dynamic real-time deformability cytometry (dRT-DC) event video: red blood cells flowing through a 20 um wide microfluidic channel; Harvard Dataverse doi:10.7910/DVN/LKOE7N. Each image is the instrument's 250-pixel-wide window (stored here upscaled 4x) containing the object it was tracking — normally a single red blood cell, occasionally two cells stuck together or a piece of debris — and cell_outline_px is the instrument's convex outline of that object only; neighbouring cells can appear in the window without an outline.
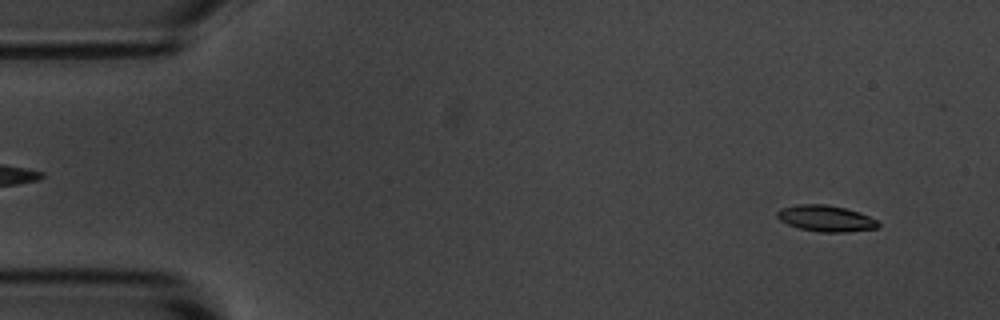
{"species": "common noctule bat (a hibernating species)", "species_latin": "Nyctalus noctula", "temperature_condition": "room temperature", "stored_images_in_passage": 55, "camera_frame_rate_fps": 3000, "um_per_image_px": 0.085, "animal": {"sex": "male", "body_mass_g": 20.1, "forearm_length_mm": 53.5}, "frame": {"image": 1, "passage_image": 4, "time_ms": 1.0, "image_size_px": [1000, 320], "cell_outline_px": [[880, 224], [876, 228], [848, 232], [820, 232], [800, 228], [788, 224], [780, 220], [776, 216], [776, 212], [780, 208], [796, 204], [824, 204], [844, 208], [860, 212], [880, 220]], "centroid_in_image_um": [70.21, 18.56], "position_along_channel_um": 14.8, "area_um2": 15.55}}
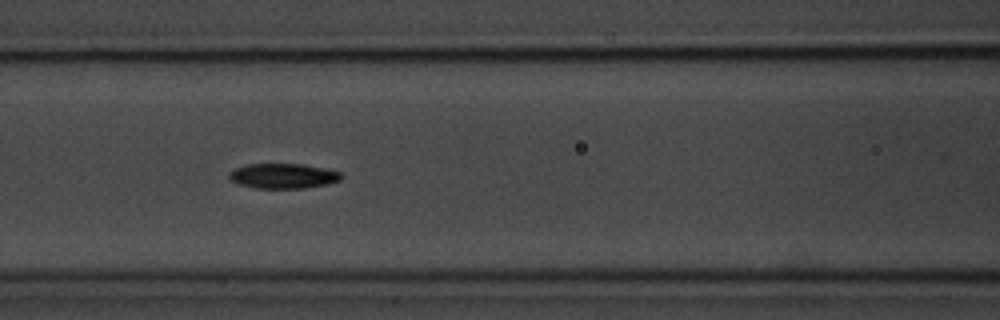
{"frame": {"image": 2, "passage_image": 23, "time_ms": 7.333, "image_size_px": [1000, 320], "cell_outline_px": [[344, 176], [340, 180], [324, 184], [304, 188], [256, 188], [240, 184], [232, 180], [228, 176], [228, 172], [236, 168], [248, 164], [304, 164], [324, 168], [340, 172]], "centroid_in_image_um": [24.07, 14.95], "position_along_channel_um": 142.5, "area_um2": 16.18}}
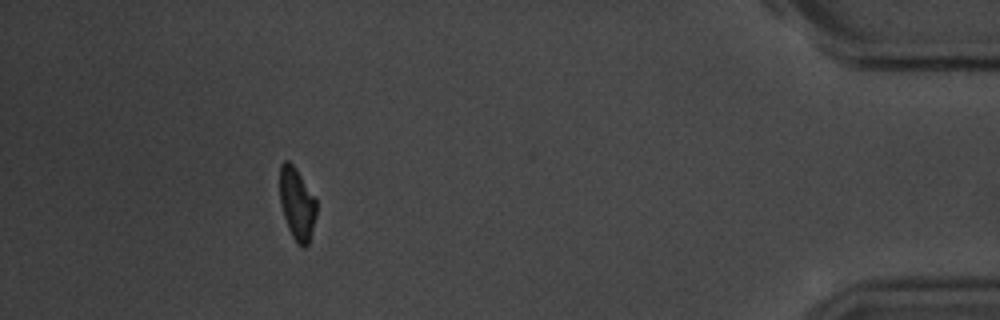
{"frame": {"image": 3, "passage_image": 50, "time_ms": 16.333, "image_size_px": [1000, 320], "cell_outline_px": [[316, 216], [308, 244], [304, 248], [296, 244], [288, 228], [280, 204], [280, 164], [284, 160], [288, 160], [296, 168], [316, 200]], "centroid_in_image_um": [25.23, 17.33], "position_along_channel_um": 410.0, "area_um2": 15.37}, "authors_computed_cell_mechanics": {"area_um2": 16.0106, "velocity_mm_per_s": 3.6166, "shape_relaxation_time_tau1_ms": 2.2532, "shape_relaxation_time_tau2_ms": 6.031, "deformation_change_tau1": 0.1395, "deformation_change_tau2": 0.1237}}